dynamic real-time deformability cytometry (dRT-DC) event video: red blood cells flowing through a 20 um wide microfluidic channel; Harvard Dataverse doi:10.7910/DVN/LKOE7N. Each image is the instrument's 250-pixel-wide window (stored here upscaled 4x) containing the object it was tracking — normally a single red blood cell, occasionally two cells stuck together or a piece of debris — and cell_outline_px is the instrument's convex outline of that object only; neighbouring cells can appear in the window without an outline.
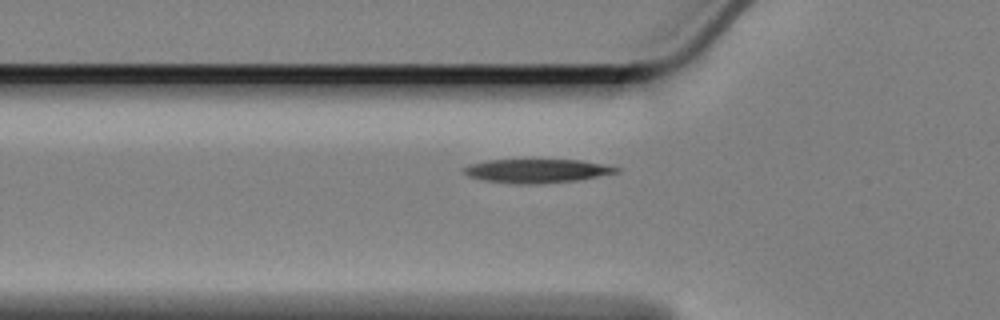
{"species": "Egyptian fruit bat (a non-hibernating species)", "species_latin": "Rousettus aegyptiacus", "temperature_condition": "cold", "stored_images_in_passage": 43, "camera_frame_rate_fps": 3000, "um_per_image_px": 0.085, "animal": {"sex": "female"}, "frame": {"image": 1, "passage_image": 8, "time_ms": 2.333, "image_size_px": [1000, 320], "cell_outline_px": [[620, 172], [580, 180], [540, 184], [516, 184], [484, 180], [468, 176], [460, 168], [468, 164], [488, 160], [580, 160], [620, 168]], "centroid_in_image_um": [45.6, 14.53], "position_along_channel_um": 80.2, "area_um2": 21.21}}
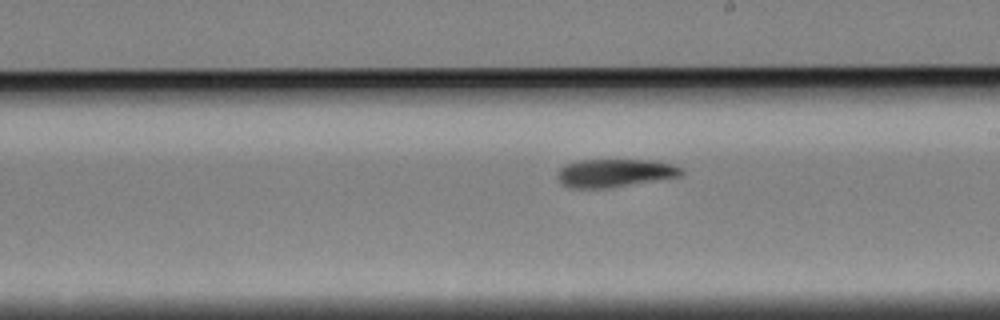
{"frame": {"image": 2, "passage_image": 22, "time_ms": 7.0, "image_size_px": [1000, 320], "cell_outline_px": [[684, 172], [680, 176], [612, 188], [568, 188], [560, 184], [556, 176], [556, 172], [564, 164], [580, 160], [652, 160], [672, 164], [684, 168]], "centroid_in_image_um": [52.22, 14.71], "position_along_channel_um": 236.8, "area_um2": 20.69}}
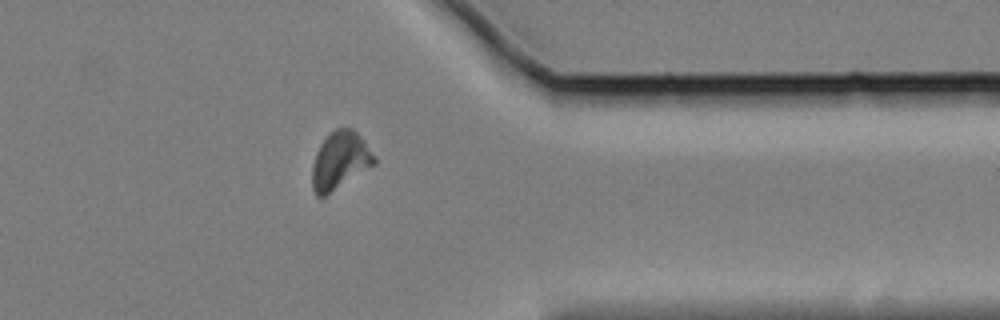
{"frame": {"image": 3, "passage_image": 36, "time_ms": 11.667, "image_size_px": [1000, 320], "cell_outline_px": [[376, 164], [324, 196], [316, 196], [312, 188], [312, 164], [316, 152], [320, 144], [336, 128], [352, 128], [360, 136], [376, 156]], "centroid_in_image_um": [28.9, 13.65], "position_along_channel_um": 382.5, "area_um2": 20.63}, "authors_computed_cell_mechanics": {"area_um2": 21.2704, "velocity_mm_per_s": 3.3375, "shape_relaxation_time_tau1_ms": 7.1222, "shape_relaxation_time_tau2_ms": null, "deformation_change_tau1": 0.1807, "deformation_change_tau2": null}}